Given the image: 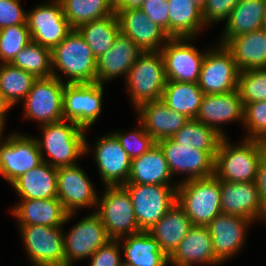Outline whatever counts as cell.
Returning a JSON list of instances; mask_svg holds the SVG:
<instances>
[{
	"label": "cell",
	"instance_id": "6da1fadb",
	"mask_svg": "<svg viewBox=\"0 0 266 266\" xmlns=\"http://www.w3.org/2000/svg\"><path fill=\"white\" fill-rule=\"evenodd\" d=\"M234 146L224 137L214 163V176L227 182H255L261 158L265 154L263 141L243 139Z\"/></svg>",
	"mask_w": 266,
	"mask_h": 266
},
{
	"label": "cell",
	"instance_id": "7a4b0ae2",
	"mask_svg": "<svg viewBox=\"0 0 266 266\" xmlns=\"http://www.w3.org/2000/svg\"><path fill=\"white\" fill-rule=\"evenodd\" d=\"M51 66L53 76L58 75L55 69L68 76L66 83L97 82V59L77 29L51 50Z\"/></svg>",
	"mask_w": 266,
	"mask_h": 266
},
{
	"label": "cell",
	"instance_id": "3957f363",
	"mask_svg": "<svg viewBox=\"0 0 266 266\" xmlns=\"http://www.w3.org/2000/svg\"><path fill=\"white\" fill-rule=\"evenodd\" d=\"M61 120L46 125H41L43 138L37 139L42 161L53 167L75 165V159L89 151L85 138V129L73 121ZM51 160L44 158V151Z\"/></svg>",
	"mask_w": 266,
	"mask_h": 266
},
{
	"label": "cell",
	"instance_id": "277c9868",
	"mask_svg": "<svg viewBox=\"0 0 266 266\" xmlns=\"http://www.w3.org/2000/svg\"><path fill=\"white\" fill-rule=\"evenodd\" d=\"M194 226H207L221 212L220 180L215 176L177 184V202Z\"/></svg>",
	"mask_w": 266,
	"mask_h": 266
},
{
	"label": "cell",
	"instance_id": "5b68a950",
	"mask_svg": "<svg viewBox=\"0 0 266 266\" xmlns=\"http://www.w3.org/2000/svg\"><path fill=\"white\" fill-rule=\"evenodd\" d=\"M126 82L135 108L162 99L167 79L161 51H143L130 68Z\"/></svg>",
	"mask_w": 266,
	"mask_h": 266
},
{
	"label": "cell",
	"instance_id": "8992f818",
	"mask_svg": "<svg viewBox=\"0 0 266 266\" xmlns=\"http://www.w3.org/2000/svg\"><path fill=\"white\" fill-rule=\"evenodd\" d=\"M129 192L137 225L149 231L177 202V185H123Z\"/></svg>",
	"mask_w": 266,
	"mask_h": 266
},
{
	"label": "cell",
	"instance_id": "52a82bcc",
	"mask_svg": "<svg viewBox=\"0 0 266 266\" xmlns=\"http://www.w3.org/2000/svg\"><path fill=\"white\" fill-rule=\"evenodd\" d=\"M100 208L95 211L101 218L107 234L113 240L140 232L129 192L123 185L105 186L98 198Z\"/></svg>",
	"mask_w": 266,
	"mask_h": 266
},
{
	"label": "cell",
	"instance_id": "ba28073f",
	"mask_svg": "<svg viewBox=\"0 0 266 266\" xmlns=\"http://www.w3.org/2000/svg\"><path fill=\"white\" fill-rule=\"evenodd\" d=\"M64 87L59 76L37 78L23 100L25 117L37 120L41 125L64 120Z\"/></svg>",
	"mask_w": 266,
	"mask_h": 266
},
{
	"label": "cell",
	"instance_id": "9c48e42d",
	"mask_svg": "<svg viewBox=\"0 0 266 266\" xmlns=\"http://www.w3.org/2000/svg\"><path fill=\"white\" fill-rule=\"evenodd\" d=\"M25 249L35 266H65L62 227L20 225Z\"/></svg>",
	"mask_w": 266,
	"mask_h": 266
},
{
	"label": "cell",
	"instance_id": "30bf717a",
	"mask_svg": "<svg viewBox=\"0 0 266 266\" xmlns=\"http://www.w3.org/2000/svg\"><path fill=\"white\" fill-rule=\"evenodd\" d=\"M207 50L198 85L204 94H224L238 89L239 70L232 53L224 46Z\"/></svg>",
	"mask_w": 266,
	"mask_h": 266
},
{
	"label": "cell",
	"instance_id": "8fae6325",
	"mask_svg": "<svg viewBox=\"0 0 266 266\" xmlns=\"http://www.w3.org/2000/svg\"><path fill=\"white\" fill-rule=\"evenodd\" d=\"M44 3L28 12L26 23L31 41L52 50L73 30L59 0Z\"/></svg>",
	"mask_w": 266,
	"mask_h": 266
},
{
	"label": "cell",
	"instance_id": "7c38bea8",
	"mask_svg": "<svg viewBox=\"0 0 266 266\" xmlns=\"http://www.w3.org/2000/svg\"><path fill=\"white\" fill-rule=\"evenodd\" d=\"M1 142L0 175L11 184L43 162L36 137H27L17 132Z\"/></svg>",
	"mask_w": 266,
	"mask_h": 266
},
{
	"label": "cell",
	"instance_id": "4fadbf2b",
	"mask_svg": "<svg viewBox=\"0 0 266 266\" xmlns=\"http://www.w3.org/2000/svg\"><path fill=\"white\" fill-rule=\"evenodd\" d=\"M103 85L101 83H65L63 94L64 119L83 129L94 124L101 112Z\"/></svg>",
	"mask_w": 266,
	"mask_h": 266
},
{
	"label": "cell",
	"instance_id": "5bb4252c",
	"mask_svg": "<svg viewBox=\"0 0 266 266\" xmlns=\"http://www.w3.org/2000/svg\"><path fill=\"white\" fill-rule=\"evenodd\" d=\"M192 38H170L161 48L167 81L198 83L203 54L188 42Z\"/></svg>",
	"mask_w": 266,
	"mask_h": 266
},
{
	"label": "cell",
	"instance_id": "9a60e30c",
	"mask_svg": "<svg viewBox=\"0 0 266 266\" xmlns=\"http://www.w3.org/2000/svg\"><path fill=\"white\" fill-rule=\"evenodd\" d=\"M110 240L100 216L96 212L91 213L63 236L65 266H71L72 261L77 259L90 258Z\"/></svg>",
	"mask_w": 266,
	"mask_h": 266
},
{
	"label": "cell",
	"instance_id": "2e32d148",
	"mask_svg": "<svg viewBox=\"0 0 266 266\" xmlns=\"http://www.w3.org/2000/svg\"><path fill=\"white\" fill-rule=\"evenodd\" d=\"M157 144L164 152L172 177L175 172L186 173L184 181L214 176L215 159L208 152L178 144L172 138L162 139Z\"/></svg>",
	"mask_w": 266,
	"mask_h": 266
},
{
	"label": "cell",
	"instance_id": "e0dca14e",
	"mask_svg": "<svg viewBox=\"0 0 266 266\" xmlns=\"http://www.w3.org/2000/svg\"><path fill=\"white\" fill-rule=\"evenodd\" d=\"M57 198L68 213L98 204L93 184L85 171L76 164L57 169Z\"/></svg>",
	"mask_w": 266,
	"mask_h": 266
},
{
	"label": "cell",
	"instance_id": "ac0fdd59",
	"mask_svg": "<svg viewBox=\"0 0 266 266\" xmlns=\"http://www.w3.org/2000/svg\"><path fill=\"white\" fill-rule=\"evenodd\" d=\"M114 12L118 18L120 33L129 37L142 51H160L170 39L166 31L139 8Z\"/></svg>",
	"mask_w": 266,
	"mask_h": 266
},
{
	"label": "cell",
	"instance_id": "d6986e66",
	"mask_svg": "<svg viewBox=\"0 0 266 266\" xmlns=\"http://www.w3.org/2000/svg\"><path fill=\"white\" fill-rule=\"evenodd\" d=\"M94 153L105 186L127 183L132 159L112 133L98 139Z\"/></svg>",
	"mask_w": 266,
	"mask_h": 266
},
{
	"label": "cell",
	"instance_id": "ffe728a7",
	"mask_svg": "<svg viewBox=\"0 0 266 266\" xmlns=\"http://www.w3.org/2000/svg\"><path fill=\"white\" fill-rule=\"evenodd\" d=\"M253 222L237 215L220 213L208 225L215 256L224 262L244 245L245 231Z\"/></svg>",
	"mask_w": 266,
	"mask_h": 266
},
{
	"label": "cell",
	"instance_id": "44dd1931",
	"mask_svg": "<svg viewBox=\"0 0 266 266\" xmlns=\"http://www.w3.org/2000/svg\"><path fill=\"white\" fill-rule=\"evenodd\" d=\"M221 212L246 219H260L263 212L257 183L227 182L220 180ZM256 218V219H255Z\"/></svg>",
	"mask_w": 266,
	"mask_h": 266
},
{
	"label": "cell",
	"instance_id": "7402d4cb",
	"mask_svg": "<svg viewBox=\"0 0 266 266\" xmlns=\"http://www.w3.org/2000/svg\"><path fill=\"white\" fill-rule=\"evenodd\" d=\"M195 119L216 130L223 137H227L219 128V124L239 119L243 123L244 120V105L239 91L234 90L224 94H204Z\"/></svg>",
	"mask_w": 266,
	"mask_h": 266
},
{
	"label": "cell",
	"instance_id": "603a6c76",
	"mask_svg": "<svg viewBox=\"0 0 266 266\" xmlns=\"http://www.w3.org/2000/svg\"><path fill=\"white\" fill-rule=\"evenodd\" d=\"M136 110L139 122L156 142L173 137L189 121L188 117L171 110L161 99L145 102Z\"/></svg>",
	"mask_w": 266,
	"mask_h": 266
},
{
	"label": "cell",
	"instance_id": "cb8c5ba5",
	"mask_svg": "<svg viewBox=\"0 0 266 266\" xmlns=\"http://www.w3.org/2000/svg\"><path fill=\"white\" fill-rule=\"evenodd\" d=\"M169 263L175 266H193L192 264L195 263L209 265L222 263L215 256L207 226H193L169 256Z\"/></svg>",
	"mask_w": 266,
	"mask_h": 266
},
{
	"label": "cell",
	"instance_id": "d4e9b609",
	"mask_svg": "<svg viewBox=\"0 0 266 266\" xmlns=\"http://www.w3.org/2000/svg\"><path fill=\"white\" fill-rule=\"evenodd\" d=\"M19 225L61 227L74 213H68L58 198L21 199L11 211Z\"/></svg>",
	"mask_w": 266,
	"mask_h": 266
},
{
	"label": "cell",
	"instance_id": "484cf974",
	"mask_svg": "<svg viewBox=\"0 0 266 266\" xmlns=\"http://www.w3.org/2000/svg\"><path fill=\"white\" fill-rule=\"evenodd\" d=\"M142 52L129 37L119 33L112 47L97 58V82L103 84L123 74L127 77Z\"/></svg>",
	"mask_w": 266,
	"mask_h": 266
},
{
	"label": "cell",
	"instance_id": "4316f807",
	"mask_svg": "<svg viewBox=\"0 0 266 266\" xmlns=\"http://www.w3.org/2000/svg\"><path fill=\"white\" fill-rule=\"evenodd\" d=\"M224 46L232 53L239 71L266 68L264 28L232 37Z\"/></svg>",
	"mask_w": 266,
	"mask_h": 266
},
{
	"label": "cell",
	"instance_id": "83f0119b",
	"mask_svg": "<svg viewBox=\"0 0 266 266\" xmlns=\"http://www.w3.org/2000/svg\"><path fill=\"white\" fill-rule=\"evenodd\" d=\"M171 177L164 152L156 143L149 151L132 159L127 183L171 185Z\"/></svg>",
	"mask_w": 266,
	"mask_h": 266
},
{
	"label": "cell",
	"instance_id": "f1b7e54d",
	"mask_svg": "<svg viewBox=\"0 0 266 266\" xmlns=\"http://www.w3.org/2000/svg\"><path fill=\"white\" fill-rule=\"evenodd\" d=\"M57 169L42 162L18 177L11 185L21 199L57 198Z\"/></svg>",
	"mask_w": 266,
	"mask_h": 266
},
{
	"label": "cell",
	"instance_id": "f546056e",
	"mask_svg": "<svg viewBox=\"0 0 266 266\" xmlns=\"http://www.w3.org/2000/svg\"><path fill=\"white\" fill-rule=\"evenodd\" d=\"M266 16V0H241L230 12L220 44L232 37L262 29Z\"/></svg>",
	"mask_w": 266,
	"mask_h": 266
},
{
	"label": "cell",
	"instance_id": "4dcf8cb0",
	"mask_svg": "<svg viewBox=\"0 0 266 266\" xmlns=\"http://www.w3.org/2000/svg\"><path fill=\"white\" fill-rule=\"evenodd\" d=\"M194 225L176 203L148 232L169 257Z\"/></svg>",
	"mask_w": 266,
	"mask_h": 266
},
{
	"label": "cell",
	"instance_id": "1f68e13d",
	"mask_svg": "<svg viewBox=\"0 0 266 266\" xmlns=\"http://www.w3.org/2000/svg\"><path fill=\"white\" fill-rule=\"evenodd\" d=\"M123 243L124 262L131 266H167L169 257L148 231L126 236Z\"/></svg>",
	"mask_w": 266,
	"mask_h": 266
},
{
	"label": "cell",
	"instance_id": "d6a6232c",
	"mask_svg": "<svg viewBox=\"0 0 266 266\" xmlns=\"http://www.w3.org/2000/svg\"><path fill=\"white\" fill-rule=\"evenodd\" d=\"M170 38H193L205 28L202 9L192 0H168Z\"/></svg>",
	"mask_w": 266,
	"mask_h": 266
},
{
	"label": "cell",
	"instance_id": "836d02e7",
	"mask_svg": "<svg viewBox=\"0 0 266 266\" xmlns=\"http://www.w3.org/2000/svg\"><path fill=\"white\" fill-rule=\"evenodd\" d=\"M203 96L204 93L198 83L167 81L161 100L171 110L177 111L189 119H195Z\"/></svg>",
	"mask_w": 266,
	"mask_h": 266
},
{
	"label": "cell",
	"instance_id": "e575fe53",
	"mask_svg": "<svg viewBox=\"0 0 266 266\" xmlns=\"http://www.w3.org/2000/svg\"><path fill=\"white\" fill-rule=\"evenodd\" d=\"M77 30L97 59L112 47L115 38L120 33V26L114 12L108 17L85 23Z\"/></svg>",
	"mask_w": 266,
	"mask_h": 266
},
{
	"label": "cell",
	"instance_id": "d590c367",
	"mask_svg": "<svg viewBox=\"0 0 266 266\" xmlns=\"http://www.w3.org/2000/svg\"><path fill=\"white\" fill-rule=\"evenodd\" d=\"M72 29L114 13L113 0H59Z\"/></svg>",
	"mask_w": 266,
	"mask_h": 266
},
{
	"label": "cell",
	"instance_id": "8d00e7d4",
	"mask_svg": "<svg viewBox=\"0 0 266 266\" xmlns=\"http://www.w3.org/2000/svg\"><path fill=\"white\" fill-rule=\"evenodd\" d=\"M171 138L178 144H186L208 152L215 159L219 145L224 137L202 122L196 119H189L185 126Z\"/></svg>",
	"mask_w": 266,
	"mask_h": 266
},
{
	"label": "cell",
	"instance_id": "74e56055",
	"mask_svg": "<svg viewBox=\"0 0 266 266\" xmlns=\"http://www.w3.org/2000/svg\"><path fill=\"white\" fill-rule=\"evenodd\" d=\"M37 78L10 63L0 64V91L11 106L27 96Z\"/></svg>",
	"mask_w": 266,
	"mask_h": 266
},
{
	"label": "cell",
	"instance_id": "f35d334b",
	"mask_svg": "<svg viewBox=\"0 0 266 266\" xmlns=\"http://www.w3.org/2000/svg\"><path fill=\"white\" fill-rule=\"evenodd\" d=\"M11 65L33 74L36 78L53 76L51 50L38 43H28L10 62Z\"/></svg>",
	"mask_w": 266,
	"mask_h": 266
},
{
	"label": "cell",
	"instance_id": "ab89813d",
	"mask_svg": "<svg viewBox=\"0 0 266 266\" xmlns=\"http://www.w3.org/2000/svg\"><path fill=\"white\" fill-rule=\"evenodd\" d=\"M237 90L243 105L266 101V68L239 71Z\"/></svg>",
	"mask_w": 266,
	"mask_h": 266
},
{
	"label": "cell",
	"instance_id": "60d3db41",
	"mask_svg": "<svg viewBox=\"0 0 266 266\" xmlns=\"http://www.w3.org/2000/svg\"><path fill=\"white\" fill-rule=\"evenodd\" d=\"M31 42L27 24L12 25L0 30V60L10 63Z\"/></svg>",
	"mask_w": 266,
	"mask_h": 266
},
{
	"label": "cell",
	"instance_id": "b9f144b4",
	"mask_svg": "<svg viewBox=\"0 0 266 266\" xmlns=\"http://www.w3.org/2000/svg\"><path fill=\"white\" fill-rule=\"evenodd\" d=\"M243 125L250 133L245 139L264 141L266 138V101L244 105Z\"/></svg>",
	"mask_w": 266,
	"mask_h": 266
},
{
	"label": "cell",
	"instance_id": "7bdbcfd3",
	"mask_svg": "<svg viewBox=\"0 0 266 266\" xmlns=\"http://www.w3.org/2000/svg\"><path fill=\"white\" fill-rule=\"evenodd\" d=\"M137 130L129 132L128 134L118 132L112 133L131 159L141 156L145 152L149 151L157 143L144 130L141 123L140 128Z\"/></svg>",
	"mask_w": 266,
	"mask_h": 266
},
{
	"label": "cell",
	"instance_id": "ee69618b",
	"mask_svg": "<svg viewBox=\"0 0 266 266\" xmlns=\"http://www.w3.org/2000/svg\"><path fill=\"white\" fill-rule=\"evenodd\" d=\"M241 0H206L202 8L205 25L221 20H228L230 12Z\"/></svg>",
	"mask_w": 266,
	"mask_h": 266
},
{
	"label": "cell",
	"instance_id": "f6af8a7d",
	"mask_svg": "<svg viewBox=\"0 0 266 266\" xmlns=\"http://www.w3.org/2000/svg\"><path fill=\"white\" fill-rule=\"evenodd\" d=\"M27 13L19 0H0V30L12 25L27 24Z\"/></svg>",
	"mask_w": 266,
	"mask_h": 266
},
{
	"label": "cell",
	"instance_id": "bcb514c9",
	"mask_svg": "<svg viewBox=\"0 0 266 266\" xmlns=\"http://www.w3.org/2000/svg\"><path fill=\"white\" fill-rule=\"evenodd\" d=\"M142 10L149 19L162 27L169 35V5L168 0H144Z\"/></svg>",
	"mask_w": 266,
	"mask_h": 266
},
{
	"label": "cell",
	"instance_id": "7dc6e473",
	"mask_svg": "<svg viewBox=\"0 0 266 266\" xmlns=\"http://www.w3.org/2000/svg\"><path fill=\"white\" fill-rule=\"evenodd\" d=\"M120 240H110L100 247L90 258L89 266H119L121 261Z\"/></svg>",
	"mask_w": 266,
	"mask_h": 266
},
{
	"label": "cell",
	"instance_id": "c3c4849f",
	"mask_svg": "<svg viewBox=\"0 0 266 266\" xmlns=\"http://www.w3.org/2000/svg\"><path fill=\"white\" fill-rule=\"evenodd\" d=\"M256 183L264 204L266 202V154L263 155L259 163Z\"/></svg>",
	"mask_w": 266,
	"mask_h": 266
},
{
	"label": "cell",
	"instance_id": "681fc988",
	"mask_svg": "<svg viewBox=\"0 0 266 266\" xmlns=\"http://www.w3.org/2000/svg\"><path fill=\"white\" fill-rule=\"evenodd\" d=\"M144 0H113L114 10L138 9Z\"/></svg>",
	"mask_w": 266,
	"mask_h": 266
},
{
	"label": "cell",
	"instance_id": "f907efd6",
	"mask_svg": "<svg viewBox=\"0 0 266 266\" xmlns=\"http://www.w3.org/2000/svg\"><path fill=\"white\" fill-rule=\"evenodd\" d=\"M12 106L0 91V122L5 126V114Z\"/></svg>",
	"mask_w": 266,
	"mask_h": 266
},
{
	"label": "cell",
	"instance_id": "816d5d0a",
	"mask_svg": "<svg viewBox=\"0 0 266 266\" xmlns=\"http://www.w3.org/2000/svg\"><path fill=\"white\" fill-rule=\"evenodd\" d=\"M197 6H199L201 9L204 7L206 0H192Z\"/></svg>",
	"mask_w": 266,
	"mask_h": 266
},
{
	"label": "cell",
	"instance_id": "f5cc1de1",
	"mask_svg": "<svg viewBox=\"0 0 266 266\" xmlns=\"http://www.w3.org/2000/svg\"><path fill=\"white\" fill-rule=\"evenodd\" d=\"M260 219L266 221V202L263 204V212Z\"/></svg>",
	"mask_w": 266,
	"mask_h": 266
},
{
	"label": "cell",
	"instance_id": "db71d44e",
	"mask_svg": "<svg viewBox=\"0 0 266 266\" xmlns=\"http://www.w3.org/2000/svg\"><path fill=\"white\" fill-rule=\"evenodd\" d=\"M3 129H4V125L0 122V140H2L1 135H3L2 134Z\"/></svg>",
	"mask_w": 266,
	"mask_h": 266
},
{
	"label": "cell",
	"instance_id": "11a10c76",
	"mask_svg": "<svg viewBox=\"0 0 266 266\" xmlns=\"http://www.w3.org/2000/svg\"><path fill=\"white\" fill-rule=\"evenodd\" d=\"M119 266H131L130 264H127L126 262L122 261Z\"/></svg>",
	"mask_w": 266,
	"mask_h": 266
},
{
	"label": "cell",
	"instance_id": "9f6ffc18",
	"mask_svg": "<svg viewBox=\"0 0 266 266\" xmlns=\"http://www.w3.org/2000/svg\"><path fill=\"white\" fill-rule=\"evenodd\" d=\"M263 143H264V147H265V154H266V138L264 139Z\"/></svg>",
	"mask_w": 266,
	"mask_h": 266
},
{
	"label": "cell",
	"instance_id": "6f0895ef",
	"mask_svg": "<svg viewBox=\"0 0 266 266\" xmlns=\"http://www.w3.org/2000/svg\"><path fill=\"white\" fill-rule=\"evenodd\" d=\"M263 28L266 30V16H265V21H264V26Z\"/></svg>",
	"mask_w": 266,
	"mask_h": 266
}]
</instances>
